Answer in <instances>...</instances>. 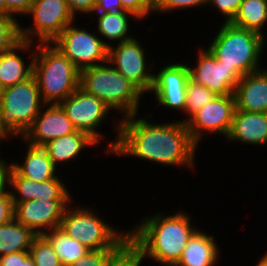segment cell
<instances>
[{"label": "cell", "instance_id": "31", "mask_svg": "<svg viewBox=\"0 0 267 266\" xmlns=\"http://www.w3.org/2000/svg\"><path fill=\"white\" fill-rule=\"evenodd\" d=\"M144 257L140 251L128 241L110 260L107 266H140Z\"/></svg>", "mask_w": 267, "mask_h": 266}, {"label": "cell", "instance_id": "28", "mask_svg": "<svg viewBox=\"0 0 267 266\" xmlns=\"http://www.w3.org/2000/svg\"><path fill=\"white\" fill-rule=\"evenodd\" d=\"M216 96L217 95L202 84H198L189 79L186 88V104L184 113L186 112L190 119L196 112L211 102Z\"/></svg>", "mask_w": 267, "mask_h": 266}, {"label": "cell", "instance_id": "27", "mask_svg": "<svg viewBox=\"0 0 267 266\" xmlns=\"http://www.w3.org/2000/svg\"><path fill=\"white\" fill-rule=\"evenodd\" d=\"M129 15V16H128ZM130 15L137 17L130 11L124 10L118 15L103 13L99 14L98 17V30L103 37L108 38L107 40H119V43L126 42L134 39L128 35V18ZM128 36H127V35Z\"/></svg>", "mask_w": 267, "mask_h": 266}, {"label": "cell", "instance_id": "7", "mask_svg": "<svg viewBox=\"0 0 267 266\" xmlns=\"http://www.w3.org/2000/svg\"><path fill=\"white\" fill-rule=\"evenodd\" d=\"M59 228L92 251L120 250L129 241V232L119 234L88 208L66 207Z\"/></svg>", "mask_w": 267, "mask_h": 266}, {"label": "cell", "instance_id": "9", "mask_svg": "<svg viewBox=\"0 0 267 266\" xmlns=\"http://www.w3.org/2000/svg\"><path fill=\"white\" fill-rule=\"evenodd\" d=\"M28 14L33 15L35 25L20 28V39L26 42L36 36L40 43L51 44L75 19L65 0H34Z\"/></svg>", "mask_w": 267, "mask_h": 266}, {"label": "cell", "instance_id": "38", "mask_svg": "<svg viewBox=\"0 0 267 266\" xmlns=\"http://www.w3.org/2000/svg\"><path fill=\"white\" fill-rule=\"evenodd\" d=\"M15 205L11 192H7L0 198V225L5 224L14 219Z\"/></svg>", "mask_w": 267, "mask_h": 266}, {"label": "cell", "instance_id": "11", "mask_svg": "<svg viewBox=\"0 0 267 266\" xmlns=\"http://www.w3.org/2000/svg\"><path fill=\"white\" fill-rule=\"evenodd\" d=\"M59 105L77 130L86 132L100 142L101 135L95 128L108 116L110 107L80 86Z\"/></svg>", "mask_w": 267, "mask_h": 266}, {"label": "cell", "instance_id": "19", "mask_svg": "<svg viewBox=\"0 0 267 266\" xmlns=\"http://www.w3.org/2000/svg\"><path fill=\"white\" fill-rule=\"evenodd\" d=\"M227 138L253 145L267 143V113L235 109Z\"/></svg>", "mask_w": 267, "mask_h": 266}, {"label": "cell", "instance_id": "35", "mask_svg": "<svg viewBox=\"0 0 267 266\" xmlns=\"http://www.w3.org/2000/svg\"><path fill=\"white\" fill-rule=\"evenodd\" d=\"M0 266H35L29 251H20L0 256Z\"/></svg>", "mask_w": 267, "mask_h": 266}, {"label": "cell", "instance_id": "1", "mask_svg": "<svg viewBox=\"0 0 267 266\" xmlns=\"http://www.w3.org/2000/svg\"><path fill=\"white\" fill-rule=\"evenodd\" d=\"M135 117L131 115L119 121L117 138L107 147V152L128 154L165 165L193 167L198 145L192 140L184 120L152 124L146 118Z\"/></svg>", "mask_w": 267, "mask_h": 266}, {"label": "cell", "instance_id": "30", "mask_svg": "<svg viewBox=\"0 0 267 266\" xmlns=\"http://www.w3.org/2000/svg\"><path fill=\"white\" fill-rule=\"evenodd\" d=\"M20 41V26L17 19L0 15V54L8 52Z\"/></svg>", "mask_w": 267, "mask_h": 266}, {"label": "cell", "instance_id": "41", "mask_svg": "<svg viewBox=\"0 0 267 266\" xmlns=\"http://www.w3.org/2000/svg\"><path fill=\"white\" fill-rule=\"evenodd\" d=\"M6 182H9L8 165L0 167V198L7 193Z\"/></svg>", "mask_w": 267, "mask_h": 266}, {"label": "cell", "instance_id": "36", "mask_svg": "<svg viewBox=\"0 0 267 266\" xmlns=\"http://www.w3.org/2000/svg\"><path fill=\"white\" fill-rule=\"evenodd\" d=\"M243 0H209V4L215 5L218 11L225 16V22H231L236 16Z\"/></svg>", "mask_w": 267, "mask_h": 266}, {"label": "cell", "instance_id": "5", "mask_svg": "<svg viewBox=\"0 0 267 266\" xmlns=\"http://www.w3.org/2000/svg\"><path fill=\"white\" fill-rule=\"evenodd\" d=\"M80 87L100 99L111 109L136 115L143 93L114 67L93 66L80 72Z\"/></svg>", "mask_w": 267, "mask_h": 266}, {"label": "cell", "instance_id": "14", "mask_svg": "<svg viewBox=\"0 0 267 266\" xmlns=\"http://www.w3.org/2000/svg\"><path fill=\"white\" fill-rule=\"evenodd\" d=\"M196 68L189 67L190 79L202 84L217 96L234 95L242 78L234 68L221 64L207 49L200 50Z\"/></svg>", "mask_w": 267, "mask_h": 266}, {"label": "cell", "instance_id": "8", "mask_svg": "<svg viewBox=\"0 0 267 266\" xmlns=\"http://www.w3.org/2000/svg\"><path fill=\"white\" fill-rule=\"evenodd\" d=\"M52 44L81 72L84 69L108 63L110 44L85 29L69 24Z\"/></svg>", "mask_w": 267, "mask_h": 266}, {"label": "cell", "instance_id": "10", "mask_svg": "<svg viewBox=\"0 0 267 266\" xmlns=\"http://www.w3.org/2000/svg\"><path fill=\"white\" fill-rule=\"evenodd\" d=\"M235 109V95L216 96L190 119L184 121L192 140L198 145L204 132L220 133L227 137Z\"/></svg>", "mask_w": 267, "mask_h": 266}, {"label": "cell", "instance_id": "18", "mask_svg": "<svg viewBox=\"0 0 267 266\" xmlns=\"http://www.w3.org/2000/svg\"><path fill=\"white\" fill-rule=\"evenodd\" d=\"M261 70L243 76L238 82L234 92L237 110L267 113V70Z\"/></svg>", "mask_w": 267, "mask_h": 266}, {"label": "cell", "instance_id": "15", "mask_svg": "<svg viewBox=\"0 0 267 266\" xmlns=\"http://www.w3.org/2000/svg\"><path fill=\"white\" fill-rule=\"evenodd\" d=\"M189 79V66L179 62L170 64L160 69L157 75L154 74L151 91H154L156 99L162 106L184 111Z\"/></svg>", "mask_w": 267, "mask_h": 266}, {"label": "cell", "instance_id": "40", "mask_svg": "<svg viewBox=\"0 0 267 266\" xmlns=\"http://www.w3.org/2000/svg\"><path fill=\"white\" fill-rule=\"evenodd\" d=\"M71 12L76 15L77 12H94L96 0H65Z\"/></svg>", "mask_w": 267, "mask_h": 266}, {"label": "cell", "instance_id": "42", "mask_svg": "<svg viewBox=\"0 0 267 266\" xmlns=\"http://www.w3.org/2000/svg\"><path fill=\"white\" fill-rule=\"evenodd\" d=\"M7 136L9 137V135L5 132V130L0 126V144H1V140ZM6 165L7 163H5L4 160L0 159V167L6 166Z\"/></svg>", "mask_w": 267, "mask_h": 266}, {"label": "cell", "instance_id": "13", "mask_svg": "<svg viewBox=\"0 0 267 266\" xmlns=\"http://www.w3.org/2000/svg\"><path fill=\"white\" fill-rule=\"evenodd\" d=\"M70 199L28 200L14 202V218L30 228L36 235L47 233V229L60 227L61 220ZM47 227V228H46ZM46 228V231L42 230Z\"/></svg>", "mask_w": 267, "mask_h": 266}, {"label": "cell", "instance_id": "22", "mask_svg": "<svg viewBox=\"0 0 267 266\" xmlns=\"http://www.w3.org/2000/svg\"><path fill=\"white\" fill-rule=\"evenodd\" d=\"M23 164H10L21 176L32 180L44 182L56 176L52 160L43 147L28 145V150Z\"/></svg>", "mask_w": 267, "mask_h": 266}, {"label": "cell", "instance_id": "29", "mask_svg": "<svg viewBox=\"0 0 267 266\" xmlns=\"http://www.w3.org/2000/svg\"><path fill=\"white\" fill-rule=\"evenodd\" d=\"M29 254L35 266H64L44 235H37L34 238Z\"/></svg>", "mask_w": 267, "mask_h": 266}, {"label": "cell", "instance_id": "16", "mask_svg": "<svg viewBox=\"0 0 267 266\" xmlns=\"http://www.w3.org/2000/svg\"><path fill=\"white\" fill-rule=\"evenodd\" d=\"M76 131L77 129L61 106L59 104H50L47 110L39 112L23 137L29 141L28 145L43 147L51 140Z\"/></svg>", "mask_w": 267, "mask_h": 266}, {"label": "cell", "instance_id": "26", "mask_svg": "<svg viewBox=\"0 0 267 266\" xmlns=\"http://www.w3.org/2000/svg\"><path fill=\"white\" fill-rule=\"evenodd\" d=\"M43 235L52 244L55 253L64 266L75 263L89 251V249L77 239H72L60 228L50 230Z\"/></svg>", "mask_w": 267, "mask_h": 266}, {"label": "cell", "instance_id": "3", "mask_svg": "<svg viewBox=\"0 0 267 266\" xmlns=\"http://www.w3.org/2000/svg\"><path fill=\"white\" fill-rule=\"evenodd\" d=\"M50 43H39L33 57V76L45 104H60L80 86V71Z\"/></svg>", "mask_w": 267, "mask_h": 266}, {"label": "cell", "instance_id": "45", "mask_svg": "<svg viewBox=\"0 0 267 266\" xmlns=\"http://www.w3.org/2000/svg\"><path fill=\"white\" fill-rule=\"evenodd\" d=\"M3 90H4V88H3L2 84H1V81H0V95L3 92Z\"/></svg>", "mask_w": 267, "mask_h": 266}, {"label": "cell", "instance_id": "46", "mask_svg": "<svg viewBox=\"0 0 267 266\" xmlns=\"http://www.w3.org/2000/svg\"><path fill=\"white\" fill-rule=\"evenodd\" d=\"M165 266H179L178 264H165Z\"/></svg>", "mask_w": 267, "mask_h": 266}, {"label": "cell", "instance_id": "34", "mask_svg": "<svg viewBox=\"0 0 267 266\" xmlns=\"http://www.w3.org/2000/svg\"><path fill=\"white\" fill-rule=\"evenodd\" d=\"M122 8L142 19L149 12H154V0H120Z\"/></svg>", "mask_w": 267, "mask_h": 266}, {"label": "cell", "instance_id": "23", "mask_svg": "<svg viewBox=\"0 0 267 266\" xmlns=\"http://www.w3.org/2000/svg\"><path fill=\"white\" fill-rule=\"evenodd\" d=\"M98 142L89 134L77 130L76 132L61 136L49 141L43 148L47 151L49 158L56 166L59 162H65L78 156L81 149Z\"/></svg>", "mask_w": 267, "mask_h": 266}, {"label": "cell", "instance_id": "33", "mask_svg": "<svg viewBox=\"0 0 267 266\" xmlns=\"http://www.w3.org/2000/svg\"><path fill=\"white\" fill-rule=\"evenodd\" d=\"M209 3V0H154L155 12H166L178 8H191Z\"/></svg>", "mask_w": 267, "mask_h": 266}, {"label": "cell", "instance_id": "20", "mask_svg": "<svg viewBox=\"0 0 267 266\" xmlns=\"http://www.w3.org/2000/svg\"><path fill=\"white\" fill-rule=\"evenodd\" d=\"M219 250L213 236L196 231L182 252L179 266H213L217 263Z\"/></svg>", "mask_w": 267, "mask_h": 266}, {"label": "cell", "instance_id": "44", "mask_svg": "<svg viewBox=\"0 0 267 266\" xmlns=\"http://www.w3.org/2000/svg\"><path fill=\"white\" fill-rule=\"evenodd\" d=\"M0 15L5 16V0H0Z\"/></svg>", "mask_w": 267, "mask_h": 266}, {"label": "cell", "instance_id": "39", "mask_svg": "<svg viewBox=\"0 0 267 266\" xmlns=\"http://www.w3.org/2000/svg\"><path fill=\"white\" fill-rule=\"evenodd\" d=\"M123 11L124 9L120 0H96L94 6V12H98L99 14L109 13L118 15Z\"/></svg>", "mask_w": 267, "mask_h": 266}, {"label": "cell", "instance_id": "32", "mask_svg": "<svg viewBox=\"0 0 267 266\" xmlns=\"http://www.w3.org/2000/svg\"><path fill=\"white\" fill-rule=\"evenodd\" d=\"M119 250H103L92 251L89 250L84 256L79 258L75 263L68 266H107L111 258Z\"/></svg>", "mask_w": 267, "mask_h": 266}, {"label": "cell", "instance_id": "6", "mask_svg": "<svg viewBox=\"0 0 267 266\" xmlns=\"http://www.w3.org/2000/svg\"><path fill=\"white\" fill-rule=\"evenodd\" d=\"M43 101L37 81L27 80L4 88L0 95V126L10 135H24L41 111Z\"/></svg>", "mask_w": 267, "mask_h": 266}, {"label": "cell", "instance_id": "43", "mask_svg": "<svg viewBox=\"0 0 267 266\" xmlns=\"http://www.w3.org/2000/svg\"><path fill=\"white\" fill-rule=\"evenodd\" d=\"M256 266H267V253L262 257Z\"/></svg>", "mask_w": 267, "mask_h": 266}, {"label": "cell", "instance_id": "37", "mask_svg": "<svg viewBox=\"0 0 267 266\" xmlns=\"http://www.w3.org/2000/svg\"><path fill=\"white\" fill-rule=\"evenodd\" d=\"M34 0H5V16L15 18L13 14H26L29 12Z\"/></svg>", "mask_w": 267, "mask_h": 266}, {"label": "cell", "instance_id": "4", "mask_svg": "<svg viewBox=\"0 0 267 266\" xmlns=\"http://www.w3.org/2000/svg\"><path fill=\"white\" fill-rule=\"evenodd\" d=\"M264 36L225 22L208 50L221 64L234 68L243 77L257 71L264 46Z\"/></svg>", "mask_w": 267, "mask_h": 266}, {"label": "cell", "instance_id": "17", "mask_svg": "<svg viewBox=\"0 0 267 266\" xmlns=\"http://www.w3.org/2000/svg\"><path fill=\"white\" fill-rule=\"evenodd\" d=\"M9 185L16 190L21 198L11 191L13 202H24L28 200L48 199H71L67 187L62 181L55 177L44 182L32 181L21 176L11 165H8Z\"/></svg>", "mask_w": 267, "mask_h": 266}, {"label": "cell", "instance_id": "25", "mask_svg": "<svg viewBox=\"0 0 267 266\" xmlns=\"http://www.w3.org/2000/svg\"><path fill=\"white\" fill-rule=\"evenodd\" d=\"M267 22V0H243L231 23L264 35L262 28Z\"/></svg>", "mask_w": 267, "mask_h": 266}, {"label": "cell", "instance_id": "12", "mask_svg": "<svg viewBox=\"0 0 267 266\" xmlns=\"http://www.w3.org/2000/svg\"><path fill=\"white\" fill-rule=\"evenodd\" d=\"M145 60L144 48L136 38L118 43L116 48L108 47V64L115 65L114 68L143 94L152 90L154 80V74L146 69Z\"/></svg>", "mask_w": 267, "mask_h": 266}, {"label": "cell", "instance_id": "21", "mask_svg": "<svg viewBox=\"0 0 267 266\" xmlns=\"http://www.w3.org/2000/svg\"><path fill=\"white\" fill-rule=\"evenodd\" d=\"M31 42L20 41L8 52L0 54V81L3 88L14 86L27 80L33 74V59L25 66L23 59L15 51L26 50Z\"/></svg>", "mask_w": 267, "mask_h": 266}, {"label": "cell", "instance_id": "24", "mask_svg": "<svg viewBox=\"0 0 267 266\" xmlns=\"http://www.w3.org/2000/svg\"><path fill=\"white\" fill-rule=\"evenodd\" d=\"M37 235L15 218L0 225V256L29 251Z\"/></svg>", "mask_w": 267, "mask_h": 266}, {"label": "cell", "instance_id": "2", "mask_svg": "<svg viewBox=\"0 0 267 266\" xmlns=\"http://www.w3.org/2000/svg\"><path fill=\"white\" fill-rule=\"evenodd\" d=\"M143 220L138 227L128 231L129 241L143 257H151L163 265L176 264L188 240L197 231L183 212L167 217L160 213Z\"/></svg>", "mask_w": 267, "mask_h": 266}]
</instances>
